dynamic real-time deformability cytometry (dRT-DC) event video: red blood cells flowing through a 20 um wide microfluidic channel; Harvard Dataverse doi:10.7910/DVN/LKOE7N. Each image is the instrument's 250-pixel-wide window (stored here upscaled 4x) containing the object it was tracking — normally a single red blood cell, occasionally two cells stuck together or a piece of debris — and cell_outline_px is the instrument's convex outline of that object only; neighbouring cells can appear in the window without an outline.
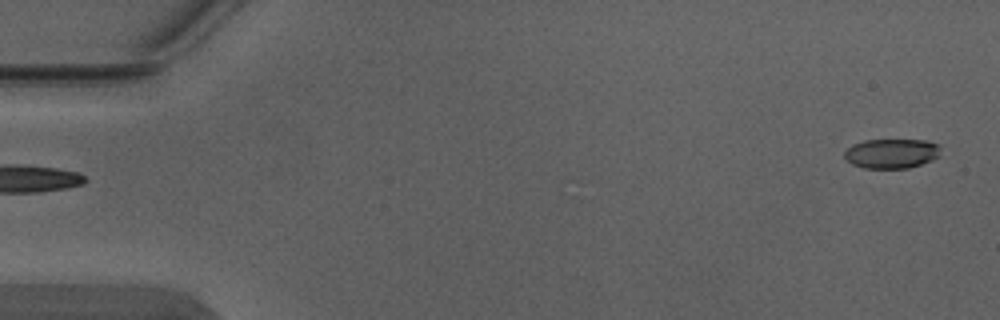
{"species": "Egyptian fruit bat (a non-hibernating species)", "species_latin": "Rousettus aegyptiacus", "temperature_condition": "warm", "stored_images_in_passage": 5, "segment_of_instrument_passage": [2, 2], "camera_frame_rate_fps": 3000, "um_per_image_px": 0.085, "animal": {"sex": "male"}, "frame": {"image": 1, "passage_image": 5, "time_ms": 1.333, "image_size_px": [1000, 320], "cell_outline_px": [[940, 156], [932, 160], [908, 168], [864, 168], [852, 164], [844, 156], [844, 152], [852, 144], [864, 140], [928, 140], [940, 144]], "centroid_in_image_um": [75.81, 13.03], "position_along_channel_um": 9.2, "area_um2": 16.7}}